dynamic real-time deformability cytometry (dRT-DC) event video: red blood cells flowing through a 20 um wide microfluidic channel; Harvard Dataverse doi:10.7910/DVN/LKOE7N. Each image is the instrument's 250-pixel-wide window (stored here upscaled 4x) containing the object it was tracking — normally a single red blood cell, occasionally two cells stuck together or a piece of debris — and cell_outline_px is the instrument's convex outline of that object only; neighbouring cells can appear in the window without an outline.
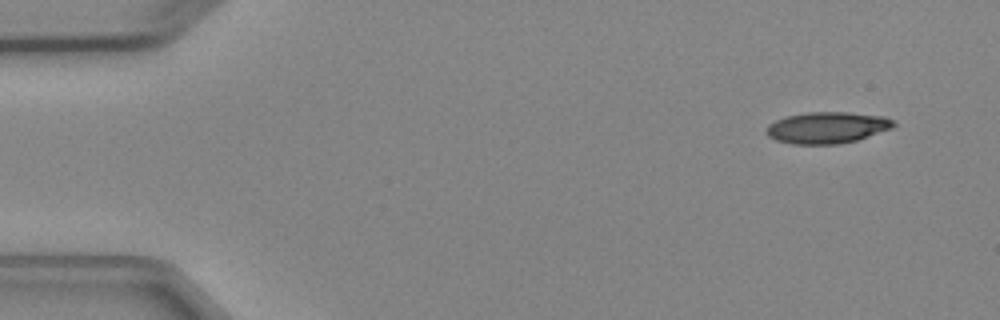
{"species": "Egyptian fruit bat (a non-hibernating species)", "species_latin": "Rousettus aegyptiacus", "temperature_condition": "cold", "stored_images_in_passage": 5, "camera_frame_rate_fps": 3000, "um_per_image_px": 0.085, "animal": {"sex": "female"}, "frame": {"image": 1, "passage_image": 1, "time_ms": 0.0, "image_size_px": [1000, 320], "cell_outline_px": [[896, 124], [892, 128], [856, 140], [840, 144], [792, 144], [776, 140], [768, 136], [764, 132], [768, 124], [784, 116], [808, 112], [848, 112], [884, 116], [892, 120]], "centroid_in_image_um": [70.26, 10.84], "position_along_channel_um": 14.7, "area_um2": 23.41}}
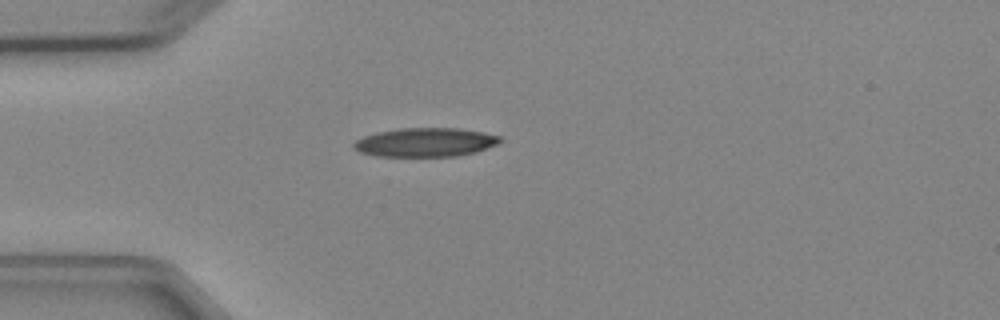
{"frame": {"image": 2, "passage_image": 3, "time_ms": 3.333, "image_size_px": [1000, 320], "cell_outline_px": [[504, 140], [500, 144], [476, 152], [456, 156], [376, 156], [360, 152], [352, 148], [352, 144], [356, 140], [364, 136], [376, 132], [400, 128], [456, 128], [484, 132], [500, 136]], "centroid_in_image_um": [36.18, 12.09], "position_along_channel_um": 48.8, "area_um2": 24.85}}